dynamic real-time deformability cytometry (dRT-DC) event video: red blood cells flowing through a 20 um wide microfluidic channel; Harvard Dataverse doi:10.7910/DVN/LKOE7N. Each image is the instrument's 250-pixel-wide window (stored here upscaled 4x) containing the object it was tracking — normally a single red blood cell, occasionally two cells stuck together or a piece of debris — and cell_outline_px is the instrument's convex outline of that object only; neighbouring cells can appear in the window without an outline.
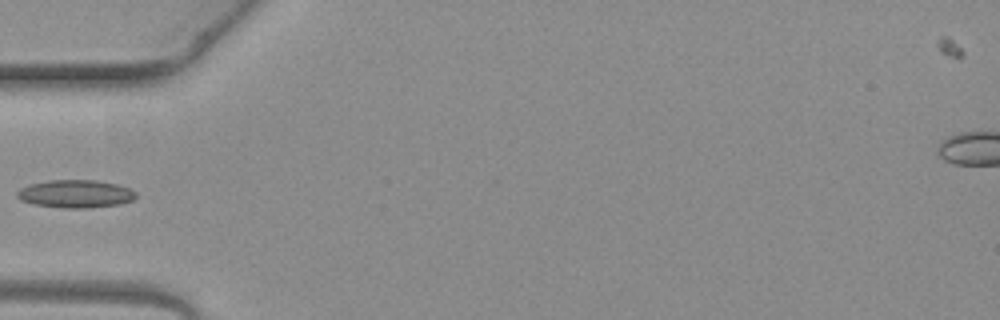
{"species": "common noctule bat (a hibernating species)", "species_latin": "Nyctalus noctula", "temperature_condition": "warm", "stored_images_in_passage": 4, "camera_frame_rate_fps": 3000, "um_per_image_px": 0.085, "animal": {"sex": "female", "body_mass_g": 19.3, "forearm_length_mm": 54.1}, "frame": {"image": 1, "passage_image": 3, "time_ms": 0.667, "image_size_px": [1000, 320], "cell_outline_px": [[136, 196], [132, 200], [120, 204], [88, 208], [64, 208], [32, 204], [20, 200], [16, 196], [16, 192], [20, 188], [32, 184], [48, 180], [96, 180], [116, 184], [128, 188], [136, 192]], "centroid_in_image_um": [6.4, 16.48], "position_along_channel_um": 78.6, "area_um2": 19.31}}
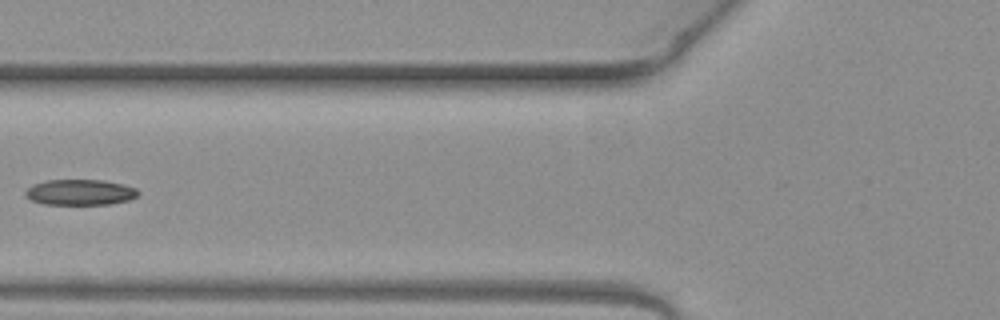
{"frame": {"image": 2, "passage_image": 4, "time_ms": 1.0, "image_size_px": [1000, 320], "cell_outline_px": [[140, 192], [132, 200], [112, 204], [44, 204], [32, 200], [24, 196], [24, 192], [32, 184], [48, 180], [104, 180], [124, 184], [136, 188]], "centroid_in_image_um": [6.83, 16.34], "position_along_channel_um": 119.0, "area_um2": 17.05}}